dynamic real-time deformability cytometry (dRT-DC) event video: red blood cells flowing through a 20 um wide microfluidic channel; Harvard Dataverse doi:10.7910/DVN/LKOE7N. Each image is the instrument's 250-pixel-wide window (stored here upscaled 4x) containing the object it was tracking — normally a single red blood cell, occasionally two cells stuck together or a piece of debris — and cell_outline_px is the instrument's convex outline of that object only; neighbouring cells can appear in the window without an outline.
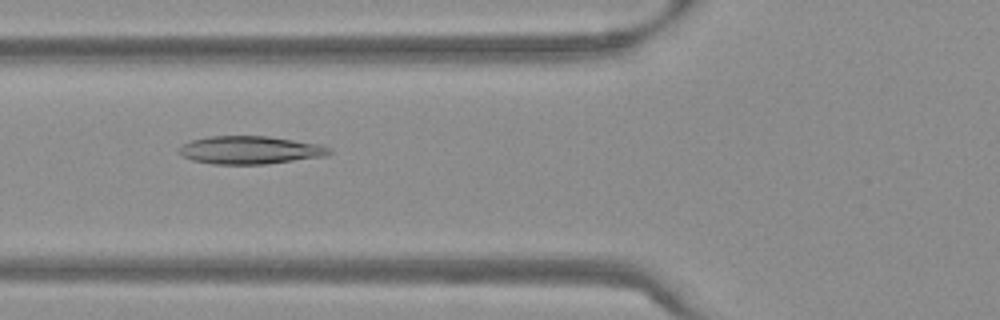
{"species": "Egyptian fruit bat (a non-hibernating species)", "species_latin": "Rousettus aegyptiacus", "temperature_condition": "warm", "stored_images_in_passage": 53, "camera_frame_rate_fps": 3000, "um_per_image_px": 0.085, "frame": {"image": 1, "passage_image": 20, "time_ms": 6.333, "image_size_px": [1000, 320], "cell_outline_px": [[332, 152], [328, 156], [264, 164], [212, 164], [192, 160], [180, 156], [176, 152], [176, 148], [192, 140], [208, 136], [268, 136], [320, 144], [332, 148]], "centroid_in_image_um": [21.24, 12.75], "position_along_channel_um": 104.6, "area_um2": 24.8}}
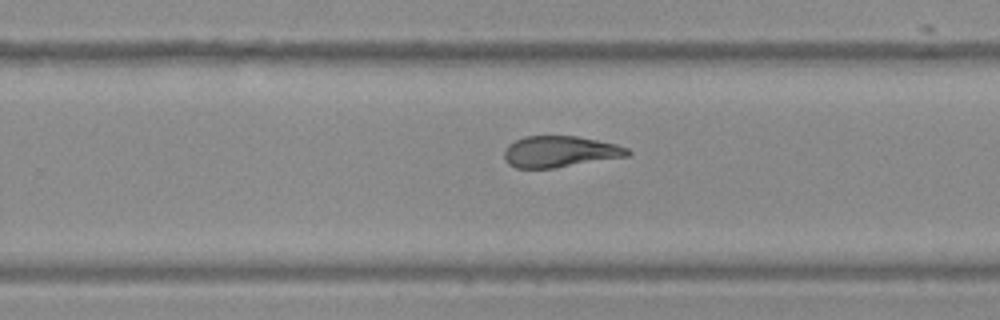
{"frame": {"image": 2, "passage_image": 34, "time_ms": 11.0, "image_size_px": [1000, 320], "cell_outline_px": [[632, 152], [628, 156], [552, 168], [516, 168], [508, 164], [504, 160], [504, 148], [508, 144], [524, 136], [576, 136], [616, 144], [628, 148]], "centroid_in_image_um": [47.56, 12.88], "position_along_channel_um": 282.2, "area_um2": 22.43}}
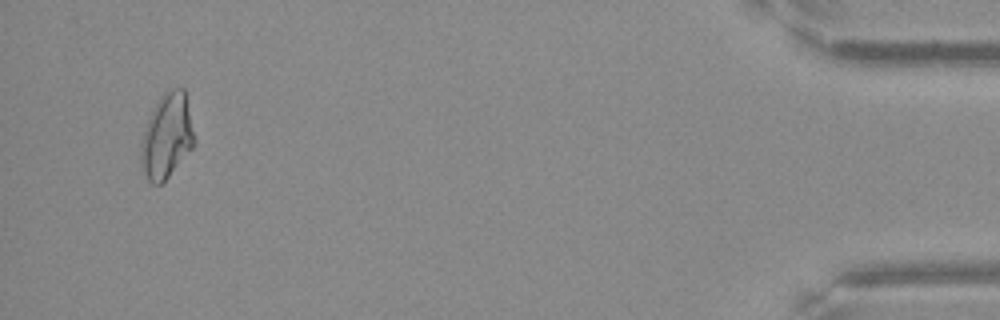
{"frame": {"image": 3, "passage_image": 51, "time_ms": 16.667, "image_size_px": [1000, 320], "cell_outline_px": [[192, 148], [168, 176], [160, 184], [152, 184], [148, 180], [140, 164], [140, 144], [148, 120], [160, 96], [164, 92], [172, 88], [184, 88], [192, 132]], "centroid_in_image_um": [14.13, 11.58], "position_along_channel_um": 421.1, "area_um2": 25.43}, "authors_computed_cell_mechanics": {"area_um2": 24.2182, "velocity_mm_per_s": 3.8001, "shape_relaxation_time_tau1_ms": null, "shape_relaxation_time_tau2_ms": 3.7626, "deformation_change_tau1": null, "deformation_change_tau2": 0.1}}